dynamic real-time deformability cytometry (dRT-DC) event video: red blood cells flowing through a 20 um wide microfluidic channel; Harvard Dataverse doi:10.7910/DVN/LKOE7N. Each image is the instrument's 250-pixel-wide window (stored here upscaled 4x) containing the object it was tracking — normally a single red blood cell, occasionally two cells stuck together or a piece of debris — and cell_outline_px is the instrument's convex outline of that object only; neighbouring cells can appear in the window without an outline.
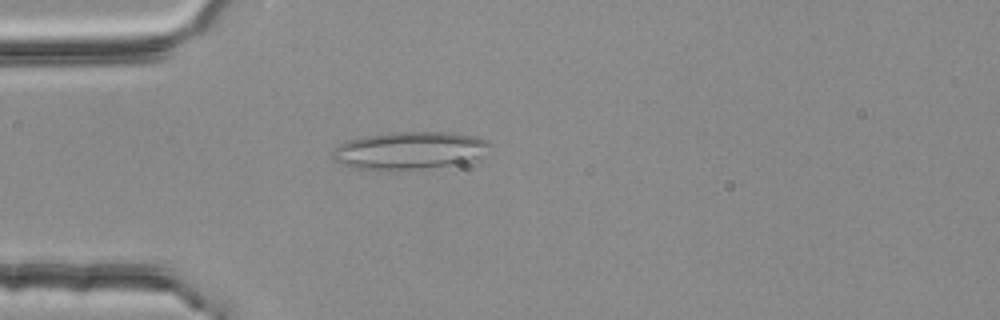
{"species": "common noctule bat (a hibernating species)", "species_latin": "Nyctalus noctula", "temperature_condition": "room temperature", "stored_images_in_passage": 4, "camera_frame_rate_fps": 3000, "um_per_image_px": 0.085, "animal": {"sex": "female", "body_mass_g": 25.1}, "frame": {"image": 1, "passage_image": 4, "time_ms": 1.0, "image_size_px": [1000, 320], "cell_outline_px": [[496, 144], [480, 156], [460, 164], [420, 168], [356, 168], [332, 160], [332, 152], [340, 144], [348, 140], [364, 136], [392, 132], [452, 132], [472, 136], [488, 140]], "centroid_in_image_um": [34.87, 12.76], "position_along_channel_um": 50.1, "area_um2": 33.99}}